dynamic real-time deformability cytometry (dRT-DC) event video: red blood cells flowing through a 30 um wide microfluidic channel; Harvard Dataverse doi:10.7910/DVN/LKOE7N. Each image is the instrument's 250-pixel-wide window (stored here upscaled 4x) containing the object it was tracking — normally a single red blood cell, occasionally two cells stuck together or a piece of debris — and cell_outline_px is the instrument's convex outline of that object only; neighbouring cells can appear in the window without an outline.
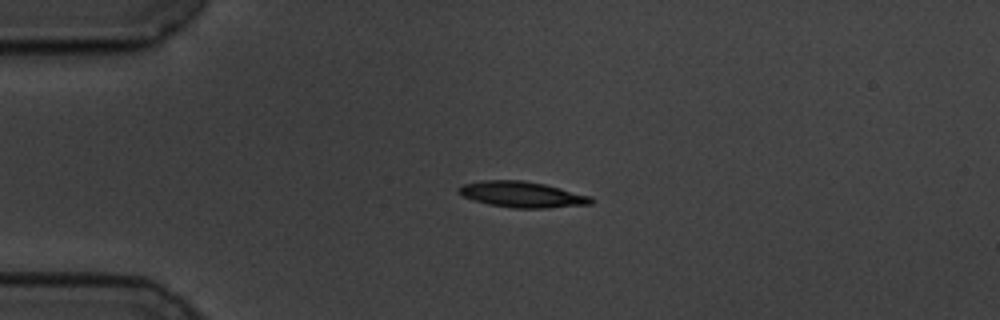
{"species": "common noctule bat (a hibernating species)", "species_latin": "Nyctalus noctula", "temperature_condition": "cold", "stored_images_in_passage": 45, "camera_frame_rate_fps": 3000, "um_per_image_px": 0.085, "animal": {"sex": "male", "body_mass_g": 19.5, "forearm_length_mm": 54.6}, "frame": {"image": 1, "passage_image": 1, "time_ms": 0.0, "image_size_px": [1000, 320], "cell_outline_px": [[596, 200], [592, 204], [548, 208], [512, 208], [488, 204], [472, 200], [456, 192], [456, 188], [464, 184], [480, 180], [520, 180], [544, 184], [592, 196]], "centroid_in_image_um": [44.38, 16.53], "position_along_channel_um": 40.6, "area_um2": 20.17}}
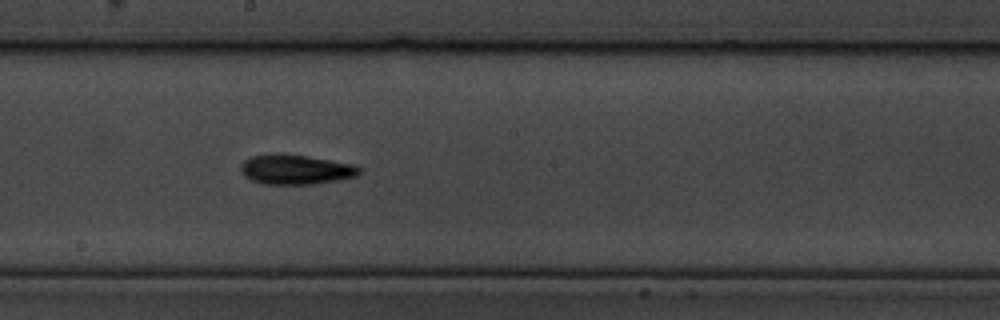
{"frame": {"image": 2, "passage_image": 19, "time_ms": 6.0, "image_size_px": [1000, 320], "cell_outline_px": [[360, 172], [356, 176], [336, 180], [312, 184], [264, 184], [252, 180], [244, 176], [240, 168], [240, 164], [244, 160], [252, 156], [272, 152], [276, 152], [308, 156], [352, 164], [360, 168]], "centroid_in_image_um": [25.07, 14.39], "position_along_channel_um": 223.1, "area_um2": 20.63}}
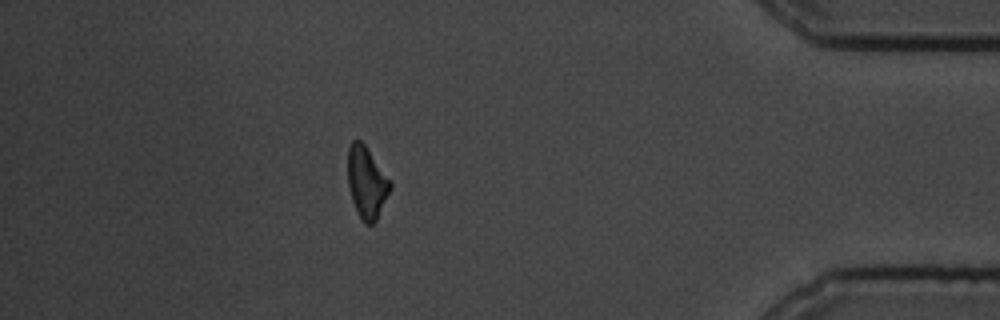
{"frame": {"image": 3, "passage_image": 38, "time_ms": 12.333, "image_size_px": [1000, 320], "cell_outline_px": [[392, 188], [376, 220], [372, 224], [364, 224], [352, 200], [348, 184], [348, 148], [352, 140], [360, 140], [364, 144], [392, 184]], "centroid_in_image_um": [31.16, 15.51], "position_along_channel_um": 404.0, "area_um2": 17.34}, "authors_computed_cell_mechanics": {"area_um2": 19.1318, "velocity_mm_per_s": 3.5147, "shape_relaxation_time_tau1_ms": 2.6671, "shape_relaxation_time_tau2_ms": 5.8832, "deformation_change_tau1": 0.1159, "deformation_change_tau2": 0.1415}}